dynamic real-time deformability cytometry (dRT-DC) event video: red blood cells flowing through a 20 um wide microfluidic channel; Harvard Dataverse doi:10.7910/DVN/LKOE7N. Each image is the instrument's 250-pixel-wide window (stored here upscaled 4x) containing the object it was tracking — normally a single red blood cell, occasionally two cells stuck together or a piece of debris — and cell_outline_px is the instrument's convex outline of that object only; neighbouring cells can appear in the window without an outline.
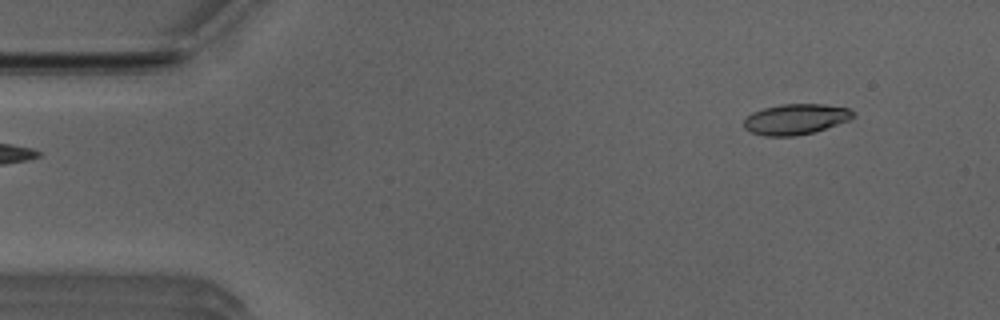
{"species": "Egyptian fruit bat (a non-hibernating species)", "species_latin": "Rousettus aegyptiacus", "temperature_condition": "room temperature", "stored_images_in_passage": 9, "camera_frame_rate_fps": 3000, "um_per_image_px": 0.085, "animal": {"sex": "male"}, "frame": {"image": 1, "passage_image": 2, "time_ms": 0.333, "image_size_px": [1000, 320], "cell_outline_px": [[856, 116], [848, 120], [816, 132], [796, 136], [764, 136], [752, 132], [744, 128], [744, 120], [752, 112], [764, 108], [780, 104], [824, 104], [848, 108], [856, 112]], "centroid_in_image_um": [67.66, 10.13], "position_along_channel_um": 17.3, "area_um2": 19.59}}